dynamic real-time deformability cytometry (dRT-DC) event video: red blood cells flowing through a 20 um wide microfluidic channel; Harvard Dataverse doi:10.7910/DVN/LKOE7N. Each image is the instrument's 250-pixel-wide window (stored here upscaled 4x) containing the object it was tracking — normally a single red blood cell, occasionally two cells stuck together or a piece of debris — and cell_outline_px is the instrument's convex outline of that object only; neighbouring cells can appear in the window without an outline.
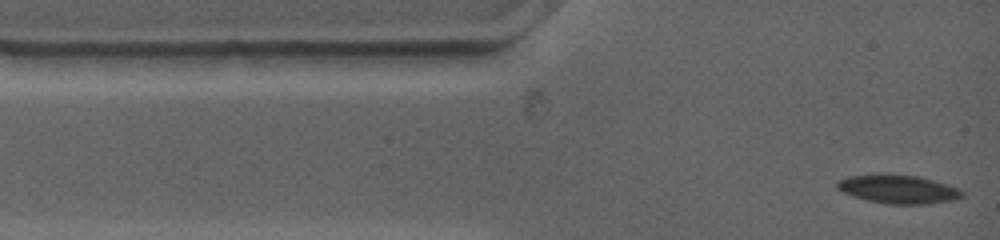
{"species": "common noctule bat (a hibernating species)", "species_latin": "Nyctalus noctula", "temperature_condition": "warm", "stored_images_in_passage": 31, "camera_frame_rate_fps": 4500, "um_per_image_px": 0.085, "animal": {"sex": "female", "body_mass_g": 19.0, "forearm_length_mm": 53.3}, "frame": {"image": 1, "passage_image": 1, "time_ms": 0.0, "image_size_px": [1000, 240], "cell_outline_px": [[964, 196], [956, 200], [928, 204], [888, 204], [868, 200], [844, 192], [836, 188], [836, 180], [848, 176], [876, 172], [916, 176], [948, 184], [960, 188], [964, 192]], "centroid_in_image_um": [76.36, 16.06], "position_along_channel_um": 8.6, "area_um2": 21.27}}
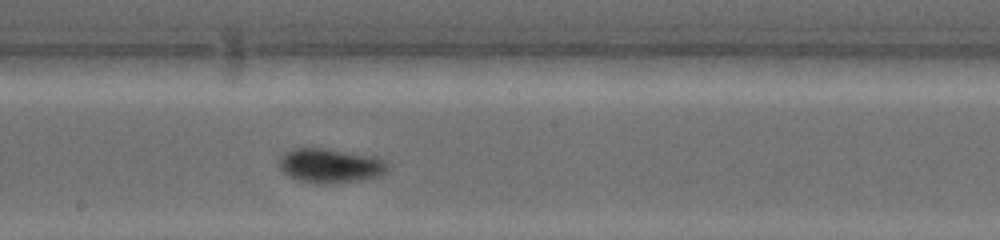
{"frame": {"image": 2, "passage_image": 18, "time_ms": 6.667, "image_size_px": [1000, 240], "cell_outline_px": [[388, 172], [376, 176], [352, 180], [296, 180], [288, 176], [280, 168], [280, 156], [292, 148], [324, 148], [376, 156], [384, 160], [388, 164]], "centroid_in_image_um": [28.08, 14.0], "position_along_channel_um": 220.1, "area_um2": 20.69}}
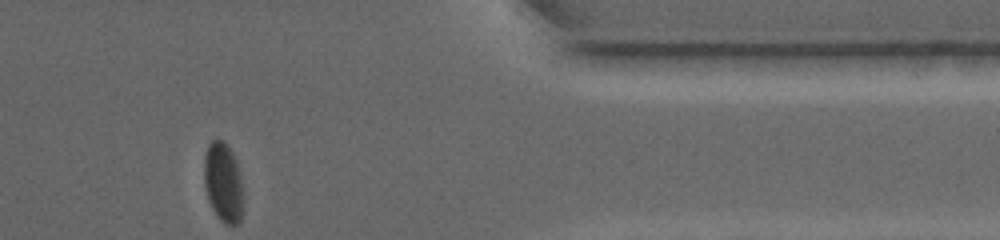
{"frame": {"image": 3, "passage_image": 31, "time_ms": 12.0, "image_size_px": [1000, 240], "cell_outline_px": [[244, 212], [240, 224], [224, 224], [216, 216], [208, 200], [204, 184], [204, 156], [208, 144], [212, 140], [224, 140], [228, 144], [236, 160], [240, 172], [244, 204]], "centroid_in_image_um": [19.0, 15.54], "position_along_channel_um": 392.4, "area_um2": 18.79}, "authors_computed_cell_mechanics": {"area_um2": 21.0392, "velocity_mm_per_s": 3.7227, "shape_relaxation_time_tau1_ms": 4.5955, "shape_relaxation_time_tau2_ms": 1.0264, "deformation_change_tau1": 0.1444, "deformation_change_tau2": 0.0369}}